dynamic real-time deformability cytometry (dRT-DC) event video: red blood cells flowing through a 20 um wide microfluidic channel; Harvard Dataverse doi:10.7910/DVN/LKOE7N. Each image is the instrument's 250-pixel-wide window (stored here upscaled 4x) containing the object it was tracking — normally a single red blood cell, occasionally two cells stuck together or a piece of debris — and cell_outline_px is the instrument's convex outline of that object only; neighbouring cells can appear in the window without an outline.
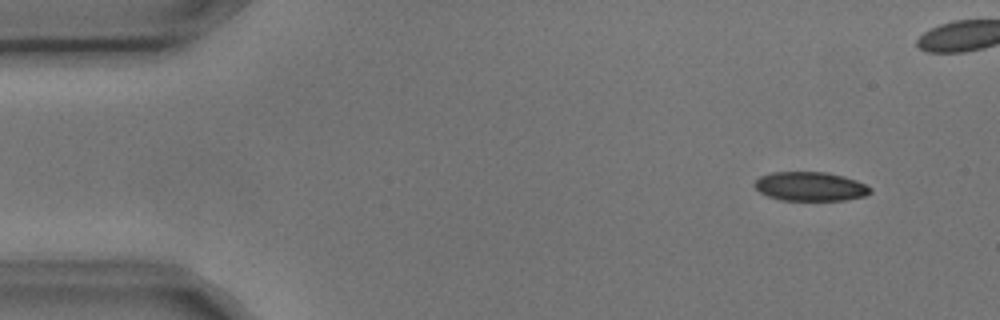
{"species": "common noctule bat (a hibernating species)", "species_latin": "Nyctalus noctula", "temperature_condition": "cold", "stored_images_in_passage": 5, "camera_frame_rate_fps": 3000, "um_per_image_px": 0.085, "animal": {"sex": "male", "body_mass_g": 17.9, "forearm_length_mm": 54.2}, "frame": {"image": 1, "passage_image": 1, "time_ms": 0.0, "image_size_px": [1000, 320], "cell_outline_px": [[872, 192], [864, 196], [844, 200], [780, 200], [768, 196], [760, 192], [752, 184], [760, 176], [772, 172], [824, 172], [844, 176], [856, 180], [872, 188]], "centroid_in_image_um": [68.86, 15.84], "position_along_channel_um": 16.1, "area_um2": 19.59}}